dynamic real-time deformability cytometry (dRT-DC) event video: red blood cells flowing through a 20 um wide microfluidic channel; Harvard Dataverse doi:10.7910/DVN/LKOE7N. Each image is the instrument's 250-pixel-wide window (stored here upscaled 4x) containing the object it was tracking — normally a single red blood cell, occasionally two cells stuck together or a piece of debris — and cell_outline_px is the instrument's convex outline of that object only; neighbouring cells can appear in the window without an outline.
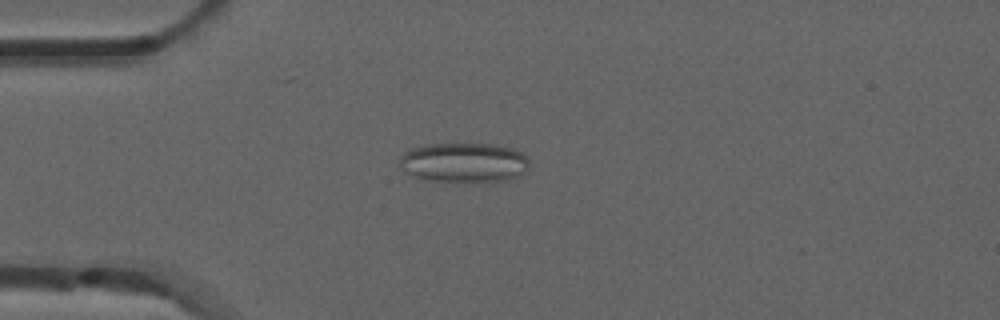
{"species": "common noctule bat (a hibernating species)", "species_latin": "Nyctalus noctula", "temperature_condition": "room temperature", "stored_images_in_passage": 3, "camera_frame_rate_fps": 3000, "um_per_image_px": 0.085, "animal": {"sex": "male", "forearm_length_mm": 52.5}, "frame": {"image": 1, "passage_image": 3, "time_ms": 0.667, "image_size_px": [1000, 320], "cell_outline_px": [[528, 168], [520, 176], [508, 180], [428, 180], [416, 176], [400, 168], [400, 156], [404, 152], [412, 148], [432, 144], [488, 144], [512, 148], [528, 156]], "centroid_in_image_um": [39.46, 13.79], "position_along_channel_um": 45.5, "area_um2": 29.36}}